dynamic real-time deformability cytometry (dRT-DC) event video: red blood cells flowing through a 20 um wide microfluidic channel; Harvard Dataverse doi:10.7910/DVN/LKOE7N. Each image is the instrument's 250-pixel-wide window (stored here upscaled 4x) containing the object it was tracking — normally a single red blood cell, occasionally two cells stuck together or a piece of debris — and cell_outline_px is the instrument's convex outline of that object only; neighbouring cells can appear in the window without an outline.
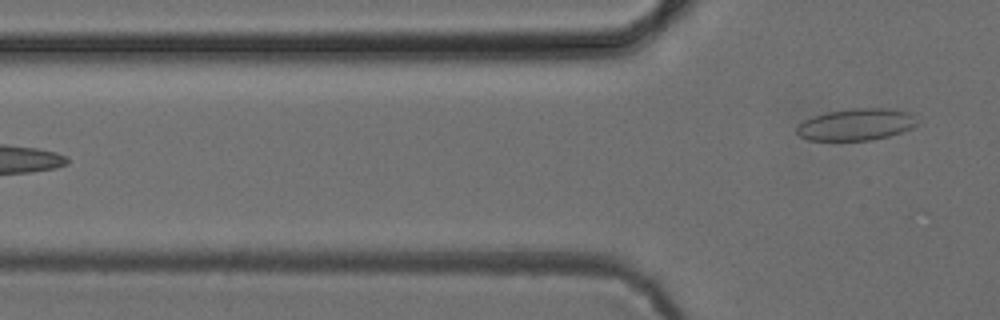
{"species": "common noctule bat (a hibernating species)", "species_latin": "Nyctalus noctula", "temperature_condition": "cold", "stored_images_in_passage": 2, "camera_frame_rate_fps": 3000, "um_per_image_px": 0.085, "animal": {"sex": "female", "body_mass_g": 24.6, "forearm_length_mm": 56.2}, "frame": {"image": 1, "passage_image": 2, "time_ms": 1.333, "image_size_px": [1000, 320], "cell_outline_px": [[916, 124], [912, 128], [888, 136], [872, 140], [808, 140], [800, 136], [796, 132], [796, 128], [804, 120], [812, 116], [828, 112], [852, 108], [892, 108], [908, 112], [912, 116]], "centroid_in_image_um": [72.74, 10.58], "position_along_channel_um": 53.1, "area_um2": 22.14}}